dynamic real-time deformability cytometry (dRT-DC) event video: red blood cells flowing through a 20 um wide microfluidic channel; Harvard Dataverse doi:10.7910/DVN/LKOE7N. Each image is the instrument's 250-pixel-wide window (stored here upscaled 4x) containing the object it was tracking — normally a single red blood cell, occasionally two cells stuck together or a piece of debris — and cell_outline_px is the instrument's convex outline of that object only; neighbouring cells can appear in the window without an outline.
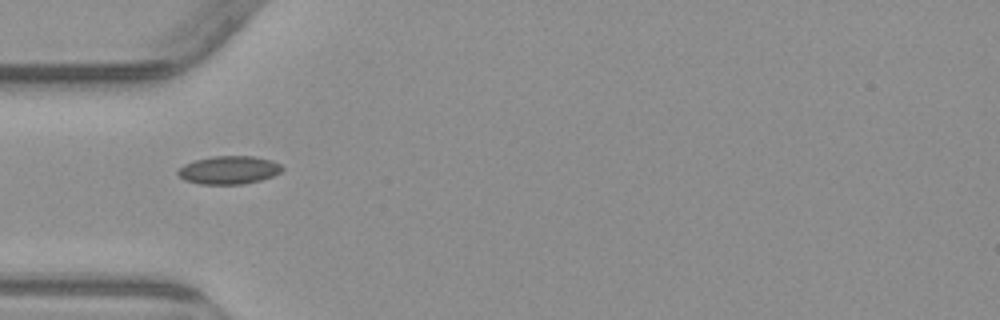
{"species": "common noctule bat (a hibernating species)", "species_latin": "Nyctalus noctula", "temperature_condition": "warm", "stored_images_in_passage": 7, "camera_frame_rate_fps": 3000, "um_per_image_px": 0.085, "animal": {"sex": "male", "body_mass_g": 23.1, "forearm_length_mm": 52.7}, "frame": {"image": 1, "passage_image": 5, "time_ms": 5.667, "image_size_px": [1000, 320], "cell_outline_px": [[284, 168], [280, 172], [272, 176], [260, 180], [244, 184], [200, 184], [184, 180], [176, 172], [184, 164], [196, 160], [212, 156], [252, 156], [272, 160], [280, 164]], "centroid_in_image_um": [19.46, 14.45], "position_along_channel_um": 65.5, "area_um2": 17.05}}
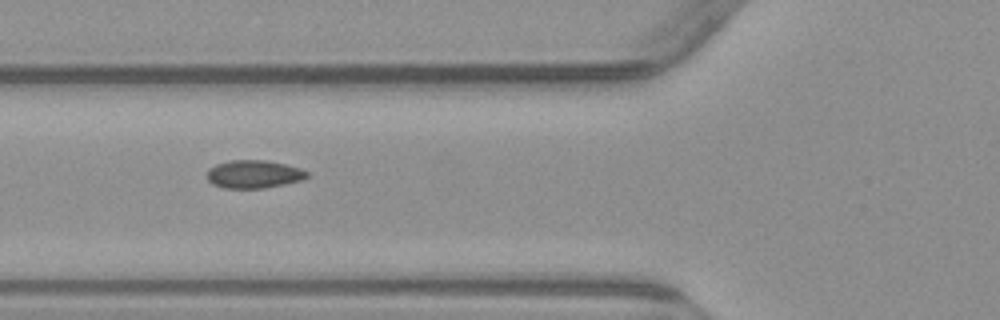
{"frame": {"image": 2, "passage_image": 6, "time_ms": 6.667, "image_size_px": [1000, 320], "cell_outline_px": [[308, 176], [300, 180], [284, 184], [264, 188], [224, 188], [212, 184], [208, 180], [208, 168], [216, 164], [232, 160], [264, 160], [284, 164], [300, 168], [308, 172]], "centroid_in_image_um": [21.55, 14.8], "position_along_channel_um": 104.3, "area_um2": 16.18}}
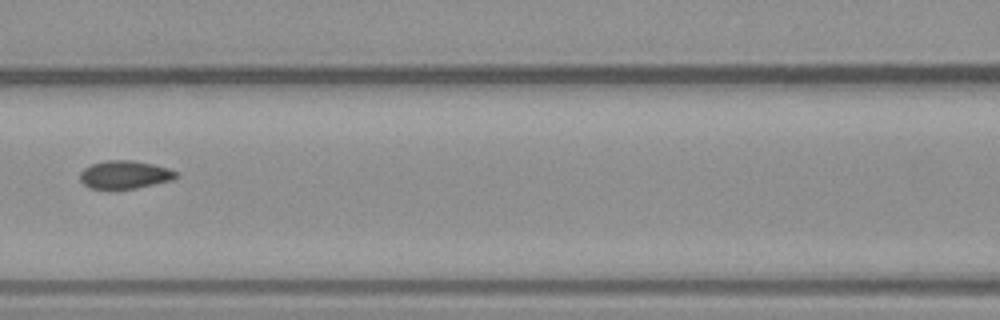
{"frame": {"image": 3, "passage_image": 7, "time_ms": 8.0, "image_size_px": [1000, 320], "cell_outline_px": [[180, 176], [172, 180], [136, 188], [88, 188], [80, 180], [80, 172], [84, 168], [92, 164], [104, 160], [132, 160], [152, 164], [168, 168], [180, 172]], "centroid_in_image_um": [10.63, 14.83], "position_along_channel_um": 156.0, "area_um2": 15.72}}